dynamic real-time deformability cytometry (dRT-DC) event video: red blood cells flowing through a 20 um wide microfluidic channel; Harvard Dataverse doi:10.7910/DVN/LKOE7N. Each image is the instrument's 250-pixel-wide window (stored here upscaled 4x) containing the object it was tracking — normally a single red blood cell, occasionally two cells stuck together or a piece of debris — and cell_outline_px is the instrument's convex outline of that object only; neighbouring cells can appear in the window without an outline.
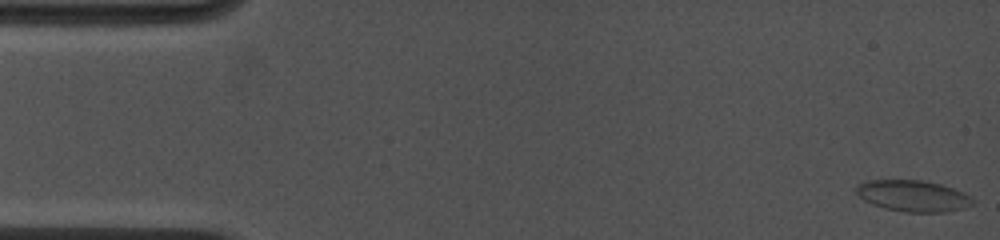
{"species": "common noctule bat (a hibernating species)", "species_latin": "Nyctalus noctula", "temperature_condition": "cold", "stored_images_in_passage": 38, "camera_frame_rate_fps": 4500, "um_per_image_px": 0.085, "animal": {"sex": "female", "body_mass_g": 19.0, "forearm_length_mm": 53.3}, "frame": {"image": 1, "passage_image": 1, "time_ms": 0.0, "image_size_px": [1000, 240], "cell_outline_px": [[976, 204], [964, 208], [944, 212], [904, 212], [884, 208], [872, 204], [864, 200], [856, 192], [856, 184], [868, 180], [920, 180], [940, 184], [964, 192], [972, 196], [976, 200]], "centroid_in_image_um": [77.65, 16.65], "position_along_channel_um": 7.4, "area_um2": 21.44}}
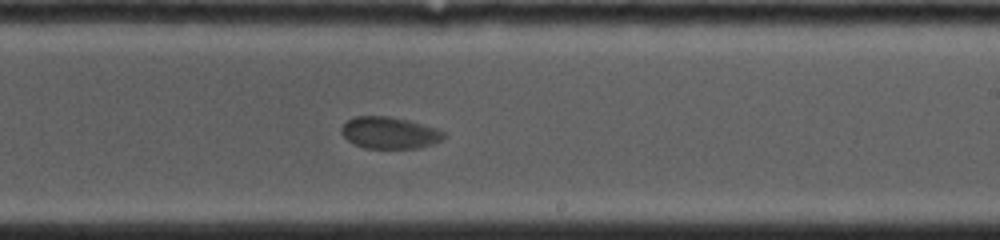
{"frame": {"image": 2, "passage_image": 22, "time_ms": 9.778, "image_size_px": [1000, 240], "cell_outline_px": [[448, 136], [444, 140], [420, 148], [364, 148], [352, 144], [340, 132], [340, 128], [348, 120], [356, 116], [388, 116], [408, 120], [436, 128], [444, 132]], "centroid_in_image_um": [33.12, 11.3], "position_along_channel_um": 255.9, "area_um2": 19.13}}
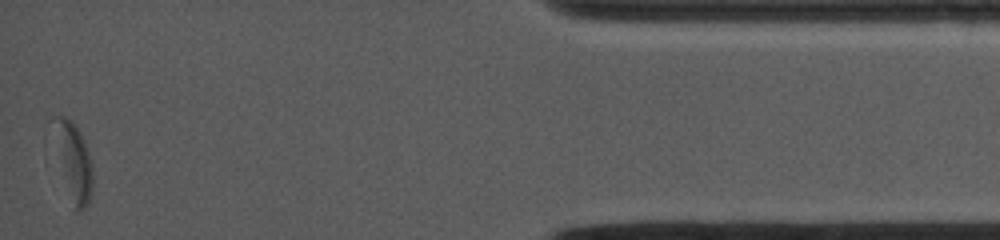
{"frame": {"image": 3, "passage_image": 38, "time_ms": 15.778, "image_size_px": [1000, 240], "cell_outline_px": [[92, 188], [88, 204], [84, 208], [76, 208], [64, 160], [56, 116], [64, 116], [72, 120], [84, 140], [92, 164]], "centroid_in_image_um": [6.46, 13.71], "position_along_channel_um": 428.7, "area_um2": 13.99}, "authors_computed_cell_mechanics": {"area_um2": 19.7098, "velocity_mm_per_s": 3.8838, "shape_relaxation_time_tau1_ms": 3.9689, "shape_relaxation_time_tau2_ms": null, "deformation_change_tau1": 0.0937, "deformation_change_tau2": null}}